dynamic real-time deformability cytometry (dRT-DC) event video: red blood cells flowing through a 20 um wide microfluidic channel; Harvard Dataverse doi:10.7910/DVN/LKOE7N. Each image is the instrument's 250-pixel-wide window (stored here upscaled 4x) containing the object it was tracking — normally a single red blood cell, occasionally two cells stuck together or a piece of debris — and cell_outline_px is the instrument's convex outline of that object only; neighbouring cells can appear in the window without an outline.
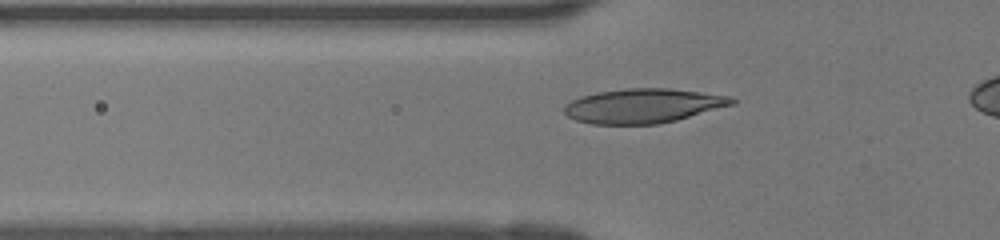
{"species": "human", "species_latin": "Homo sapiens", "temperature_condition": "room temperature", "stored_images_in_passage": 34, "camera_frame_rate_fps": 3000, "um_per_image_px": 0.085, "donor": {"sex": "female"}, "frame": {"image": 1, "passage_image": 9, "time_ms": 2.667, "image_size_px": [1000, 240], "cell_outline_px": [[736, 104], [676, 120], [656, 124], [592, 124], [576, 120], [568, 116], [564, 112], [564, 104], [580, 96], [596, 92], [628, 88], [668, 88], [732, 96], [736, 100]], "centroid_in_image_um": [54.68, 8.99], "position_along_channel_um": 71.1, "area_um2": 33.7}}
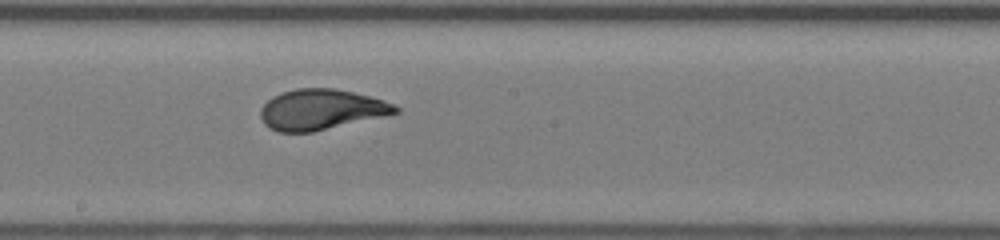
{"frame": {"image": 2, "passage_image": 19, "time_ms": 6.0, "image_size_px": [1000, 240], "cell_outline_px": [[400, 112], [384, 116], [312, 132], [276, 132], [268, 128], [264, 124], [260, 116], [260, 108], [272, 96], [280, 92], [296, 88], [336, 88], [384, 100], [400, 108]], "centroid_in_image_um": [27.25, 9.31], "position_along_channel_um": 220.9, "area_um2": 31.91}}
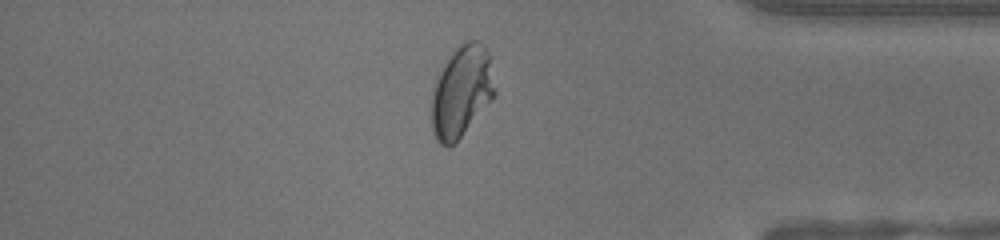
{"frame": {"image": 3, "passage_image": 32, "time_ms": 10.333, "image_size_px": [1000, 240], "cell_outline_px": [[496, 96], [460, 136], [448, 148], [440, 144], [436, 140], [432, 132], [432, 92], [436, 76], [452, 52], [460, 44], [468, 40], [476, 40], [488, 52], [496, 92]], "centroid_in_image_um": [39.22, 7.78], "position_along_channel_um": 396.0, "area_um2": 33.47}}